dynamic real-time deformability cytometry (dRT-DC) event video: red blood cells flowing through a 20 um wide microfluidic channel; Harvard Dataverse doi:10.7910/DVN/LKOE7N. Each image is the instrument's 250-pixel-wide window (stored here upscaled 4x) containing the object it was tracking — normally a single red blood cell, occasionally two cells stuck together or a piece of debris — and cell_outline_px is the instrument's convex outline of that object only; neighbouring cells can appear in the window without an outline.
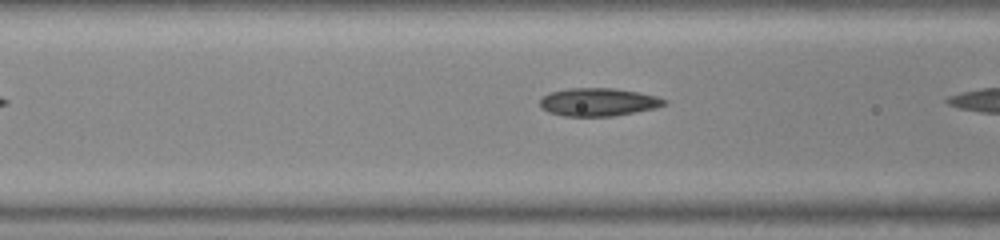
{"species": "common noctule bat (a hibernating species)", "species_latin": "Nyctalus noctula", "temperature_condition": "warm", "stored_images_in_passage": 4, "camera_frame_rate_fps": 3000, "um_per_image_px": 0.085, "animal": {"sex": "female", "body_mass_g": 23.0, "forearm_length_mm": 53.4}, "frame": {"image": 1, "passage_image": 3, "time_ms": 0.667, "image_size_px": [1000, 240], "cell_outline_px": [[668, 104], [656, 108], [612, 116], [564, 116], [548, 112], [540, 108], [540, 100], [548, 92], [568, 88], [612, 88], [636, 92], [656, 96], [668, 100]], "centroid_in_image_um": [50.84, 8.67], "position_along_channel_um": 115.8, "area_um2": 20.35}}